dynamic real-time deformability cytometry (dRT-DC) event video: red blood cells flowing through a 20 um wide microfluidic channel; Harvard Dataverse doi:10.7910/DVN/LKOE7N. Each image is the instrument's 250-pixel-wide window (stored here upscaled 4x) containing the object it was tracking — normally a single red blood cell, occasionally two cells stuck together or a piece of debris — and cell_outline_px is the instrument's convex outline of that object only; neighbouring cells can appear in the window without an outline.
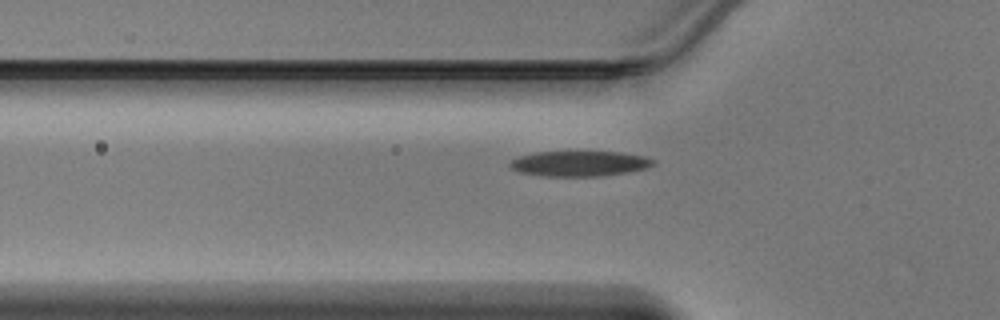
{"species": "Egyptian fruit bat (a non-hibernating species)", "species_latin": "Rousettus aegyptiacus", "temperature_condition": "warm", "stored_images_in_passage": 29, "camera_frame_rate_fps": 3000, "um_per_image_px": 0.085, "animal": {"sex": "male"}, "frame": {"image": 1, "passage_image": 2, "time_ms": 0.333, "image_size_px": [1000, 320], "cell_outline_px": [[656, 164], [644, 168], [628, 172], [604, 176], [544, 176], [520, 172], [512, 168], [508, 164], [512, 160], [520, 156], [536, 152], [620, 152], [644, 156], [656, 160]], "centroid_in_image_um": [49.29, 13.9], "position_along_channel_um": 76.5, "area_um2": 21.04}}
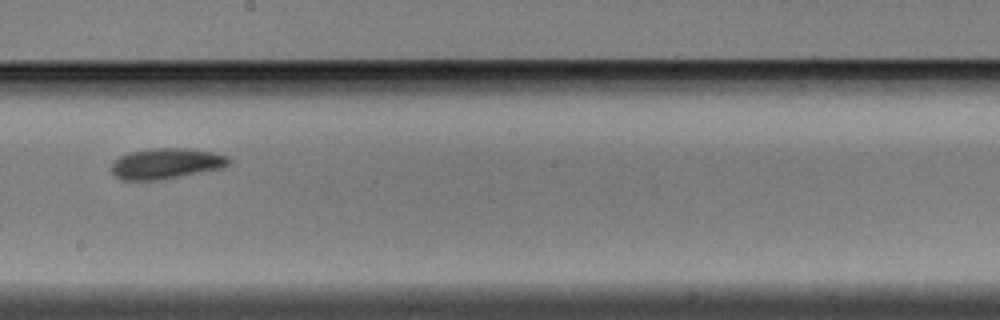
{"frame": {"image": 2, "passage_image": 13, "time_ms": 4.0, "image_size_px": [1000, 320], "cell_outline_px": [[232, 164], [224, 168], [164, 180], [120, 180], [112, 172], [112, 164], [120, 156], [128, 152], [152, 148], [188, 148], [216, 152], [228, 156], [232, 160]], "centroid_in_image_um": [14.21, 13.9], "position_along_channel_um": 234.0, "area_um2": 21.5}}
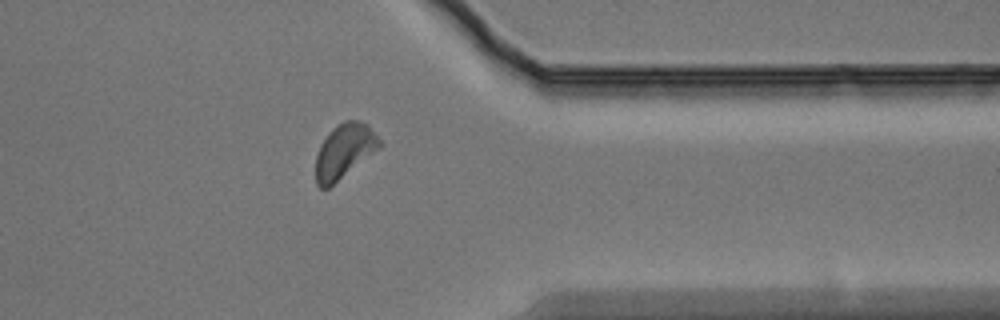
{"frame": {"image": 3, "passage_image": 24, "time_ms": 7.667, "image_size_px": [1000, 320], "cell_outline_px": [[384, 144], [380, 148], [328, 188], [320, 188], [316, 184], [316, 156], [320, 144], [332, 128], [344, 120], [360, 120], [368, 124]], "centroid_in_image_um": [29.28, 12.82], "position_along_channel_um": 382.1, "area_um2": 20.29}}